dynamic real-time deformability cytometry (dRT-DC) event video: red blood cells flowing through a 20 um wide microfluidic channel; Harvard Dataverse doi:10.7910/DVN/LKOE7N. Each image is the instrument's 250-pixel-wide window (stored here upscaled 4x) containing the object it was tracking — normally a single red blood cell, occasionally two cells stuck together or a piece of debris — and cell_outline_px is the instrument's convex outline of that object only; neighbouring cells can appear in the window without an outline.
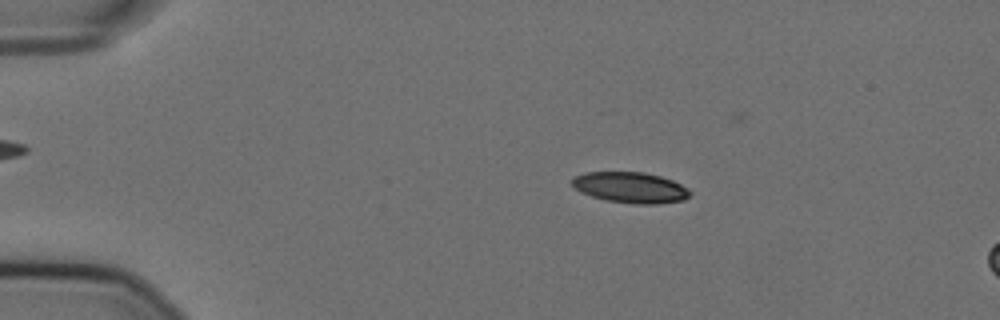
{"species": "Egyptian fruit bat (a non-hibernating species)", "species_latin": "Rousettus aegyptiacus", "temperature_condition": "cold", "stored_images_in_passage": 15, "camera_frame_rate_fps": 3000, "um_per_image_px": 0.085, "animal": {"sex": "female"}, "frame": {"image": 1, "passage_image": 11, "time_ms": 3.333, "image_size_px": [1000, 320], "cell_outline_px": [[692, 192], [684, 200], [660, 204], [636, 204], [604, 200], [580, 192], [572, 184], [572, 176], [584, 172], [644, 172], [660, 176], [672, 180], [688, 188]], "centroid_in_image_um": [53.58, 15.94], "position_along_channel_um": 31.4, "area_um2": 21.33}}